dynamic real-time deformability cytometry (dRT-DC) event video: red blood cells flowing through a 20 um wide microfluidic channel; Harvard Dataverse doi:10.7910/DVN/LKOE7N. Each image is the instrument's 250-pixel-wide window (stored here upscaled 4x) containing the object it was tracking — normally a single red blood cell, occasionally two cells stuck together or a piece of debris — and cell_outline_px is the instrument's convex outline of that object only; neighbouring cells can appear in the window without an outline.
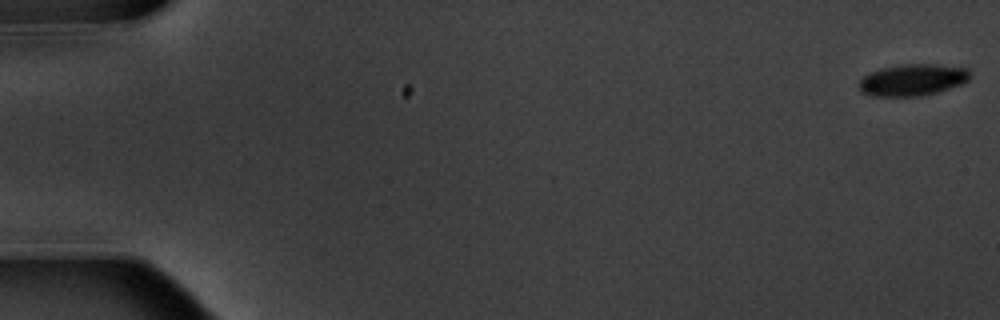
{"species": "common noctule bat (a hibernating species)", "species_latin": "Nyctalus noctula", "temperature_condition": "warm", "stored_images_in_passage": 4, "camera_frame_rate_fps": 3000, "um_per_image_px": 0.085, "animal": {"sex": "male", "body_mass_g": 20.1, "forearm_length_mm": 53.5}, "frame": {"image": 1, "passage_image": 1, "time_ms": 0.0, "image_size_px": [1000, 320], "cell_outline_px": [[972, 76], [968, 80], [960, 84], [924, 96], [872, 96], [860, 92], [860, 80], [864, 76], [880, 68], [904, 64], [936, 64], [968, 68]], "centroid_in_image_um": [77.58, 6.79], "position_along_channel_um": 7.4, "area_um2": 20.46}}